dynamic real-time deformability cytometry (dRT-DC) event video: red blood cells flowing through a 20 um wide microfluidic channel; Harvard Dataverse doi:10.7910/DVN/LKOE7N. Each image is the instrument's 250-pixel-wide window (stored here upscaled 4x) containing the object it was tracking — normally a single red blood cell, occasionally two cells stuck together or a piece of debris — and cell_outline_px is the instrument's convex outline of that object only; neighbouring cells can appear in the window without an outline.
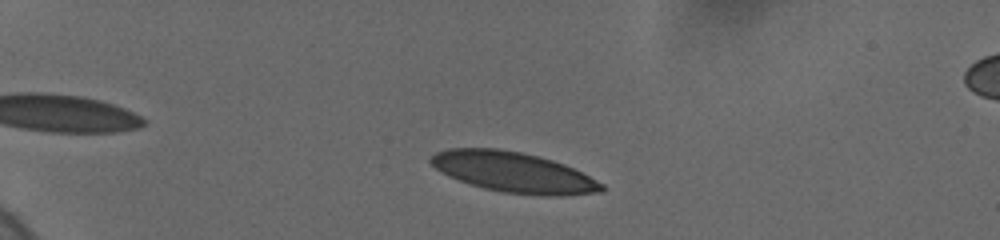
{"species": "human", "species_latin": "Homo sapiens", "temperature_condition": "cold", "stored_images_in_passage": 21, "camera_frame_rate_fps": 3000, "um_per_image_px": 0.085, "donor": {"sex": "female"}, "frame": {"image": 1, "passage_image": 10, "time_ms": 2.0, "image_size_px": [1000, 240], "cell_outline_px": [[604, 188], [600, 192], [560, 196], [540, 196], [504, 192], [484, 188], [448, 176], [440, 172], [428, 160], [436, 152], [448, 148], [496, 148], [520, 152], [552, 160], [564, 164], [604, 184]], "centroid_in_image_um": [43.63, 14.64], "position_along_channel_um": 41.4, "area_um2": 39.82}}
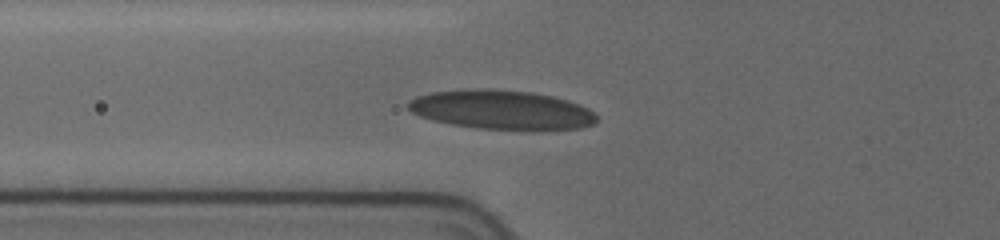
{"frame": {"image": 2, "passage_image": 20, "time_ms": 5.0, "image_size_px": [1000, 240], "cell_outline_px": [[596, 124], [580, 128], [544, 132], [476, 128], [452, 124], [432, 120], [420, 116], [412, 112], [404, 104], [408, 100], [416, 96], [432, 92], [532, 92], [552, 96], [568, 100], [580, 104], [588, 108], [596, 116]], "centroid_in_image_um": [42.73, 9.42], "position_along_channel_um": 83.1, "area_um2": 42.48}}